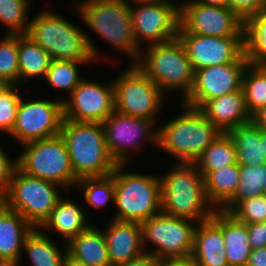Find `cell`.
I'll use <instances>...</instances> for the list:
<instances>
[{
    "label": "cell",
    "mask_w": 266,
    "mask_h": 266,
    "mask_svg": "<svg viewBox=\"0 0 266 266\" xmlns=\"http://www.w3.org/2000/svg\"><path fill=\"white\" fill-rule=\"evenodd\" d=\"M74 1H72L73 4L71 3L70 7L73 9V14L76 13L77 17L79 16L80 24L82 22L84 28H87L85 33L88 47L97 65L104 62L106 64L108 61L109 65L111 63L115 65L114 62L117 60L118 63L120 59L114 56L109 57V53L107 55L103 54L102 50L104 49L100 50L102 46L95 42V38L104 42V46L106 43V45H109L108 47H111L117 53L119 52V58L122 55L126 56L130 60L127 65L135 64L138 61L142 49L137 45L133 31L130 0ZM112 57L115 59H112Z\"/></svg>",
    "instance_id": "1"
},
{
    "label": "cell",
    "mask_w": 266,
    "mask_h": 266,
    "mask_svg": "<svg viewBox=\"0 0 266 266\" xmlns=\"http://www.w3.org/2000/svg\"><path fill=\"white\" fill-rule=\"evenodd\" d=\"M168 108H172L171 115L166 114L170 112ZM166 109L162 114L165 116L164 121L161 119V123L158 124L157 151L162 154L164 152L172 163H194L205 149L223 133L205 117L199 108L176 101L174 104L171 102ZM174 110L177 112H173Z\"/></svg>",
    "instance_id": "2"
},
{
    "label": "cell",
    "mask_w": 266,
    "mask_h": 266,
    "mask_svg": "<svg viewBox=\"0 0 266 266\" xmlns=\"http://www.w3.org/2000/svg\"><path fill=\"white\" fill-rule=\"evenodd\" d=\"M166 167L159 174L161 213L198 223L211 219L216 209L206 197L204 176L197 165L169 162Z\"/></svg>",
    "instance_id": "3"
},
{
    "label": "cell",
    "mask_w": 266,
    "mask_h": 266,
    "mask_svg": "<svg viewBox=\"0 0 266 266\" xmlns=\"http://www.w3.org/2000/svg\"><path fill=\"white\" fill-rule=\"evenodd\" d=\"M135 64L173 102H182L192 90L195 72L178 38L144 47Z\"/></svg>",
    "instance_id": "4"
},
{
    "label": "cell",
    "mask_w": 266,
    "mask_h": 266,
    "mask_svg": "<svg viewBox=\"0 0 266 266\" xmlns=\"http://www.w3.org/2000/svg\"><path fill=\"white\" fill-rule=\"evenodd\" d=\"M32 16L25 35L43 47L52 60L95 61L82 24L70 21L53 8H45Z\"/></svg>",
    "instance_id": "5"
},
{
    "label": "cell",
    "mask_w": 266,
    "mask_h": 266,
    "mask_svg": "<svg viewBox=\"0 0 266 266\" xmlns=\"http://www.w3.org/2000/svg\"><path fill=\"white\" fill-rule=\"evenodd\" d=\"M129 166L117 165L114 170L115 209L109 217L142 223L161 212V180L159 173L129 172Z\"/></svg>",
    "instance_id": "6"
},
{
    "label": "cell",
    "mask_w": 266,
    "mask_h": 266,
    "mask_svg": "<svg viewBox=\"0 0 266 266\" xmlns=\"http://www.w3.org/2000/svg\"><path fill=\"white\" fill-rule=\"evenodd\" d=\"M60 135L64 139L75 177H103L118 165L111 157L102 123L64 119Z\"/></svg>",
    "instance_id": "7"
},
{
    "label": "cell",
    "mask_w": 266,
    "mask_h": 266,
    "mask_svg": "<svg viewBox=\"0 0 266 266\" xmlns=\"http://www.w3.org/2000/svg\"><path fill=\"white\" fill-rule=\"evenodd\" d=\"M120 72L112 77L115 110L159 124L161 114L166 111L165 106L173 100L168 101L169 98L136 64H129Z\"/></svg>",
    "instance_id": "8"
},
{
    "label": "cell",
    "mask_w": 266,
    "mask_h": 266,
    "mask_svg": "<svg viewBox=\"0 0 266 266\" xmlns=\"http://www.w3.org/2000/svg\"><path fill=\"white\" fill-rule=\"evenodd\" d=\"M17 167L25 174L54 182L66 191L75 189L78 179L71 166L66 143L59 134L21 145Z\"/></svg>",
    "instance_id": "9"
},
{
    "label": "cell",
    "mask_w": 266,
    "mask_h": 266,
    "mask_svg": "<svg viewBox=\"0 0 266 266\" xmlns=\"http://www.w3.org/2000/svg\"><path fill=\"white\" fill-rule=\"evenodd\" d=\"M66 192L58 184L27 175L16 167L9 190L1 201L20 213L34 228H40Z\"/></svg>",
    "instance_id": "10"
},
{
    "label": "cell",
    "mask_w": 266,
    "mask_h": 266,
    "mask_svg": "<svg viewBox=\"0 0 266 266\" xmlns=\"http://www.w3.org/2000/svg\"><path fill=\"white\" fill-rule=\"evenodd\" d=\"M102 124L106 146L118 165H132V159L140 156L141 151H146L143 150L145 146L155 147L158 153V124L155 121L131 117L115 110Z\"/></svg>",
    "instance_id": "11"
},
{
    "label": "cell",
    "mask_w": 266,
    "mask_h": 266,
    "mask_svg": "<svg viewBox=\"0 0 266 266\" xmlns=\"http://www.w3.org/2000/svg\"><path fill=\"white\" fill-rule=\"evenodd\" d=\"M31 90L33 91V89H28L27 93L22 95L14 126L7 135V138H12L19 144V147L31 141L59 135L64 121V108L61 100L55 98L51 100L50 96L36 98L34 95L32 97Z\"/></svg>",
    "instance_id": "12"
},
{
    "label": "cell",
    "mask_w": 266,
    "mask_h": 266,
    "mask_svg": "<svg viewBox=\"0 0 266 266\" xmlns=\"http://www.w3.org/2000/svg\"><path fill=\"white\" fill-rule=\"evenodd\" d=\"M197 221L164 213L141 223L143 248L158 260L191 256Z\"/></svg>",
    "instance_id": "13"
},
{
    "label": "cell",
    "mask_w": 266,
    "mask_h": 266,
    "mask_svg": "<svg viewBox=\"0 0 266 266\" xmlns=\"http://www.w3.org/2000/svg\"><path fill=\"white\" fill-rule=\"evenodd\" d=\"M133 31L137 45L144 47L177 38L180 8L170 2L130 0Z\"/></svg>",
    "instance_id": "14"
},
{
    "label": "cell",
    "mask_w": 266,
    "mask_h": 266,
    "mask_svg": "<svg viewBox=\"0 0 266 266\" xmlns=\"http://www.w3.org/2000/svg\"><path fill=\"white\" fill-rule=\"evenodd\" d=\"M84 77L63 101L64 119L103 123L115 111L112 79L103 82Z\"/></svg>",
    "instance_id": "15"
},
{
    "label": "cell",
    "mask_w": 266,
    "mask_h": 266,
    "mask_svg": "<svg viewBox=\"0 0 266 266\" xmlns=\"http://www.w3.org/2000/svg\"><path fill=\"white\" fill-rule=\"evenodd\" d=\"M243 22L229 7H214L184 0L180 6L178 33L203 36H244Z\"/></svg>",
    "instance_id": "16"
},
{
    "label": "cell",
    "mask_w": 266,
    "mask_h": 266,
    "mask_svg": "<svg viewBox=\"0 0 266 266\" xmlns=\"http://www.w3.org/2000/svg\"><path fill=\"white\" fill-rule=\"evenodd\" d=\"M248 64L244 53L236 62L196 70L192 90L182 102L200 109L208 100L241 90Z\"/></svg>",
    "instance_id": "17"
},
{
    "label": "cell",
    "mask_w": 266,
    "mask_h": 266,
    "mask_svg": "<svg viewBox=\"0 0 266 266\" xmlns=\"http://www.w3.org/2000/svg\"><path fill=\"white\" fill-rule=\"evenodd\" d=\"M194 72L204 67L236 62L245 53L244 36H203L178 33Z\"/></svg>",
    "instance_id": "18"
},
{
    "label": "cell",
    "mask_w": 266,
    "mask_h": 266,
    "mask_svg": "<svg viewBox=\"0 0 266 266\" xmlns=\"http://www.w3.org/2000/svg\"><path fill=\"white\" fill-rule=\"evenodd\" d=\"M103 223L102 231L106 241L111 266L125 264L145 254L142 226L138 222L118 221L111 218Z\"/></svg>",
    "instance_id": "19"
},
{
    "label": "cell",
    "mask_w": 266,
    "mask_h": 266,
    "mask_svg": "<svg viewBox=\"0 0 266 266\" xmlns=\"http://www.w3.org/2000/svg\"><path fill=\"white\" fill-rule=\"evenodd\" d=\"M70 193L71 191H67V195L59 199L49 218L40 227L45 234L52 237L56 235V240L59 239L65 244L93 223L91 219L89 220L82 201L71 198L74 196L73 194L68 196Z\"/></svg>",
    "instance_id": "20"
},
{
    "label": "cell",
    "mask_w": 266,
    "mask_h": 266,
    "mask_svg": "<svg viewBox=\"0 0 266 266\" xmlns=\"http://www.w3.org/2000/svg\"><path fill=\"white\" fill-rule=\"evenodd\" d=\"M33 228L20 213L0 201V261L18 263L25 238Z\"/></svg>",
    "instance_id": "21"
},
{
    "label": "cell",
    "mask_w": 266,
    "mask_h": 266,
    "mask_svg": "<svg viewBox=\"0 0 266 266\" xmlns=\"http://www.w3.org/2000/svg\"><path fill=\"white\" fill-rule=\"evenodd\" d=\"M200 110L223 133L251 121L242 89L208 100Z\"/></svg>",
    "instance_id": "22"
},
{
    "label": "cell",
    "mask_w": 266,
    "mask_h": 266,
    "mask_svg": "<svg viewBox=\"0 0 266 266\" xmlns=\"http://www.w3.org/2000/svg\"><path fill=\"white\" fill-rule=\"evenodd\" d=\"M223 231L225 256L229 266L247 265L251 254L247 225L232 214L215 210L211 218Z\"/></svg>",
    "instance_id": "23"
},
{
    "label": "cell",
    "mask_w": 266,
    "mask_h": 266,
    "mask_svg": "<svg viewBox=\"0 0 266 266\" xmlns=\"http://www.w3.org/2000/svg\"><path fill=\"white\" fill-rule=\"evenodd\" d=\"M191 257L198 266H229L223 231L212 219L198 223Z\"/></svg>",
    "instance_id": "24"
},
{
    "label": "cell",
    "mask_w": 266,
    "mask_h": 266,
    "mask_svg": "<svg viewBox=\"0 0 266 266\" xmlns=\"http://www.w3.org/2000/svg\"><path fill=\"white\" fill-rule=\"evenodd\" d=\"M54 239L40 228H33L25 238L19 265H26L23 261L27 257L30 266H64L66 244Z\"/></svg>",
    "instance_id": "25"
},
{
    "label": "cell",
    "mask_w": 266,
    "mask_h": 266,
    "mask_svg": "<svg viewBox=\"0 0 266 266\" xmlns=\"http://www.w3.org/2000/svg\"><path fill=\"white\" fill-rule=\"evenodd\" d=\"M66 248L70 257L89 266H111L104 233L101 226L94 221L71 239Z\"/></svg>",
    "instance_id": "26"
},
{
    "label": "cell",
    "mask_w": 266,
    "mask_h": 266,
    "mask_svg": "<svg viewBox=\"0 0 266 266\" xmlns=\"http://www.w3.org/2000/svg\"><path fill=\"white\" fill-rule=\"evenodd\" d=\"M52 59L47 51L32 41L27 35H18L19 85L42 80L43 84ZM24 83V84H23Z\"/></svg>",
    "instance_id": "27"
},
{
    "label": "cell",
    "mask_w": 266,
    "mask_h": 266,
    "mask_svg": "<svg viewBox=\"0 0 266 266\" xmlns=\"http://www.w3.org/2000/svg\"><path fill=\"white\" fill-rule=\"evenodd\" d=\"M96 61H58L52 60L47 70L46 76L43 81L45 85L51 87L58 93L54 95L55 99L62 102L73 92V90L79 85L81 80L85 77L81 69L83 67H91ZM81 71V72H80ZM53 87V88H52ZM59 93L61 96H59ZM62 93V94H61ZM58 95V97H57ZM64 95V96H62ZM62 97V98H60ZM65 97V98H64Z\"/></svg>",
    "instance_id": "28"
},
{
    "label": "cell",
    "mask_w": 266,
    "mask_h": 266,
    "mask_svg": "<svg viewBox=\"0 0 266 266\" xmlns=\"http://www.w3.org/2000/svg\"><path fill=\"white\" fill-rule=\"evenodd\" d=\"M236 148L237 164L258 166L264 163L263 142L260 140V128L252 121L230 128L227 132Z\"/></svg>",
    "instance_id": "29"
},
{
    "label": "cell",
    "mask_w": 266,
    "mask_h": 266,
    "mask_svg": "<svg viewBox=\"0 0 266 266\" xmlns=\"http://www.w3.org/2000/svg\"><path fill=\"white\" fill-rule=\"evenodd\" d=\"M237 163L210 171L204 177L205 193L210 204L221 210L234 196L240 181Z\"/></svg>",
    "instance_id": "30"
},
{
    "label": "cell",
    "mask_w": 266,
    "mask_h": 266,
    "mask_svg": "<svg viewBox=\"0 0 266 266\" xmlns=\"http://www.w3.org/2000/svg\"><path fill=\"white\" fill-rule=\"evenodd\" d=\"M76 191L80 192L79 194L82 196L83 206L85 211L88 214L89 210L95 209V211H99L100 209L104 210L107 207L113 208L115 207V185H114V171L112 174L103 177H86L79 179L75 186ZM82 193V194H81ZM86 205V206H85ZM111 205V206H110ZM91 206V207H90ZM89 207V208H88Z\"/></svg>",
    "instance_id": "31"
},
{
    "label": "cell",
    "mask_w": 266,
    "mask_h": 266,
    "mask_svg": "<svg viewBox=\"0 0 266 266\" xmlns=\"http://www.w3.org/2000/svg\"><path fill=\"white\" fill-rule=\"evenodd\" d=\"M240 181L233 198L221 209L230 213L241 201L266 193V164L258 166H242Z\"/></svg>",
    "instance_id": "32"
},
{
    "label": "cell",
    "mask_w": 266,
    "mask_h": 266,
    "mask_svg": "<svg viewBox=\"0 0 266 266\" xmlns=\"http://www.w3.org/2000/svg\"><path fill=\"white\" fill-rule=\"evenodd\" d=\"M205 177L210 171L237 163L236 148L227 133H222L194 162Z\"/></svg>",
    "instance_id": "33"
},
{
    "label": "cell",
    "mask_w": 266,
    "mask_h": 266,
    "mask_svg": "<svg viewBox=\"0 0 266 266\" xmlns=\"http://www.w3.org/2000/svg\"><path fill=\"white\" fill-rule=\"evenodd\" d=\"M244 43L249 64L266 65V9L245 22Z\"/></svg>",
    "instance_id": "34"
},
{
    "label": "cell",
    "mask_w": 266,
    "mask_h": 266,
    "mask_svg": "<svg viewBox=\"0 0 266 266\" xmlns=\"http://www.w3.org/2000/svg\"><path fill=\"white\" fill-rule=\"evenodd\" d=\"M242 90L251 116L266 106V65L248 64L242 78Z\"/></svg>",
    "instance_id": "35"
},
{
    "label": "cell",
    "mask_w": 266,
    "mask_h": 266,
    "mask_svg": "<svg viewBox=\"0 0 266 266\" xmlns=\"http://www.w3.org/2000/svg\"><path fill=\"white\" fill-rule=\"evenodd\" d=\"M32 5L33 0H0V23L5 26L4 34H26Z\"/></svg>",
    "instance_id": "36"
},
{
    "label": "cell",
    "mask_w": 266,
    "mask_h": 266,
    "mask_svg": "<svg viewBox=\"0 0 266 266\" xmlns=\"http://www.w3.org/2000/svg\"><path fill=\"white\" fill-rule=\"evenodd\" d=\"M0 80L9 85H19L18 35L1 36Z\"/></svg>",
    "instance_id": "37"
},
{
    "label": "cell",
    "mask_w": 266,
    "mask_h": 266,
    "mask_svg": "<svg viewBox=\"0 0 266 266\" xmlns=\"http://www.w3.org/2000/svg\"><path fill=\"white\" fill-rule=\"evenodd\" d=\"M25 88L20 85H9L0 95V134L2 136L4 134L6 136L12 131L19 101L23 93L31 89V86ZM23 89L24 91H22Z\"/></svg>",
    "instance_id": "38"
},
{
    "label": "cell",
    "mask_w": 266,
    "mask_h": 266,
    "mask_svg": "<svg viewBox=\"0 0 266 266\" xmlns=\"http://www.w3.org/2000/svg\"><path fill=\"white\" fill-rule=\"evenodd\" d=\"M230 214L245 224L266 222V193L241 201Z\"/></svg>",
    "instance_id": "39"
},
{
    "label": "cell",
    "mask_w": 266,
    "mask_h": 266,
    "mask_svg": "<svg viewBox=\"0 0 266 266\" xmlns=\"http://www.w3.org/2000/svg\"><path fill=\"white\" fill-rule=\"evenodd\" d=\"M7 151L0 143V201L9 190L12 174L17 167V157H12Z\"/></svg>",
    "instance_id": "40"
},
{
    "label": "cell",
    "mask_w": 266,
    "mask_h": 266,
    "mask_svg": "<svg viewBox=\"0 0 266 266\" xmlns=\"http://www.w3.org/2000/svg\"><path fill=\"white\" fill-rule=\"evenodd\" d=\"M228 7L243 22L266 9V0H228Z\"/></svg>",
    "instance_id": "41"
},
{
    "label": "cell",
    "mask_w": 266,
    "mask_h": 266,
    "mask_svg": "<svg viewBox=\"0 0 266 266\" xmlns=\"http://www.w3.org/2000/svg\"><path fill=\"white\" fill-rule=\"evenodd\" d=\"M252 250L266 247V222L246 224Z\"/></svg>",
    "instance_id": "42"
},
{
    "label": "cell",
    "mask_w": 266,
    "mask_h": 266,
    "mask_svg": "<svg viewBox=\"0 0 266 266\" xmlns=\"http://www.w3.org/2000/svg\"><path fill=\"white\" fill-rule=\"evenodd\" d=\"M159 260L152 254L145 253L141 257L118 266H158Z\"/></svg>",
    "instance_id": "43"
},
{
    "label": "cell",
    "mask_w": 266,
    "mask_h": 266,
    "mask_svg": "<svg viewBox=\"0 0 266 266\" xmlns=\"http://www.w3.org/2000/svg\"><path fill=\"white\" fill-rule=\"evenodd\" d=\"M247 266H266V247L251 250Z\"/></svg>",
    "instance_id": "44"
},
{
    "label": "cell",
    "mask_w": 266,
    "mask_h": 266,
    "mask_svg": "<svg viewBox=\"0 0 266 266\" xmlns=\"http://www.w3.org/2000/svg\"><path fill=\"white\" fill-rule=\"evenodd\" d=\"M158 266H198L191 256L159 260Z\"/></svg>",
    "instance_id": "45"
},
{
    "label": "cell",
    "mask_w": 266,
    "mask_h": 266,
    "mask_svg": "<svg viewBox=\"0 0 266 266\" xmlns=\"http://www.w3.org/2000/svg\"><path fill=\"white\" fill-rule=\"evenodd\" d=\"M251 121L260 129L266 131V106L251 116Z\"/></svg>",
    "instance_id": "46"
},
{
    "label": "cell",
    "mask_w": 266,
    "mask_h": 266,
    "mask_svg": "<svg viewBox=\"0 0 266 266\" xmlns=\"http://www.w3.org/2000/svg\"><path fill=\"white\" fill-rule=\"evenodd\" d=\"M194 1L214 7H228V0H194Z\"/></svg>",
    "instance_id": "47"
},
{
    "label": "cell",
    "mask_w": 266,
    "mask_h": 266,
    "mask_svg": "<svg viewBox=\"0 0 266 266\" xmlns=\"http://www.w3.org/2000/svg\"><path fill=\"white\" fill-rule=\"evenodd\" d=\"M64 266H89L83 262H80L76 259H73L72 257H70L68 254L66 256L65 262H64Z\"/></svg>",
    "instance_id": "48"
},
{
    "label": "cell",
    "mask_w": 266,
    "mask_h": 266,
    "mask_svg": "<svg viewBox=\"0 0 266 266\" xmlns=\"http://www.w3.org/2000/svg\"><path fill=\"white\" fill-rule=\"evenodd\" d=\"M260 140L263 142V153L265 155L264 163L266 164V131L260 129Z\"/></svg>",
    "instance_id": "49"
},
{
    "label": "cell",
    "mask_w": 266,
    "mask_h": 266,
    "mask_svg": "<svg viewBox=\"0 0 266 266\" xmlns=\"http://www.w3.org/2000/svg\"><path fill=\"white\" fill-rule=\"evenodd\" d=\"M156 1H165V2H170L173 3L175 5H177L179 8L182 5V3L184 2V0H156Z\"/></svg>",
    "instance_id": "50"
},
{
    "label": "cell",
    "mask_w": 266,
    "mask_h": 266,
    "mask_svg": "<svg viewBox=\"0 0 266 266\" xmlns=\"http://www.w3.org/2000/svg\"><path fill=\"white\" fill-rule=\"evenodd\" d=\"M8 86H9V84L7 82L0 80V95Z\"/></svg>",
    "instance_id": "51"
},
{
    "label": "cell",
    "mask_w": 266,
    "mask_h": 266,
    "mask_svg": "<svg viewBox=\"0 0 266 266\" xmlns=\"http://www.w3.org/2000/svg\"><path fill=\"white\" fill-rule=\"evenodd\" d=\"M0 266H21L19 263H14V262H2Z\"/></svg>",
    "instance_id": "52"
}]
</instances>
